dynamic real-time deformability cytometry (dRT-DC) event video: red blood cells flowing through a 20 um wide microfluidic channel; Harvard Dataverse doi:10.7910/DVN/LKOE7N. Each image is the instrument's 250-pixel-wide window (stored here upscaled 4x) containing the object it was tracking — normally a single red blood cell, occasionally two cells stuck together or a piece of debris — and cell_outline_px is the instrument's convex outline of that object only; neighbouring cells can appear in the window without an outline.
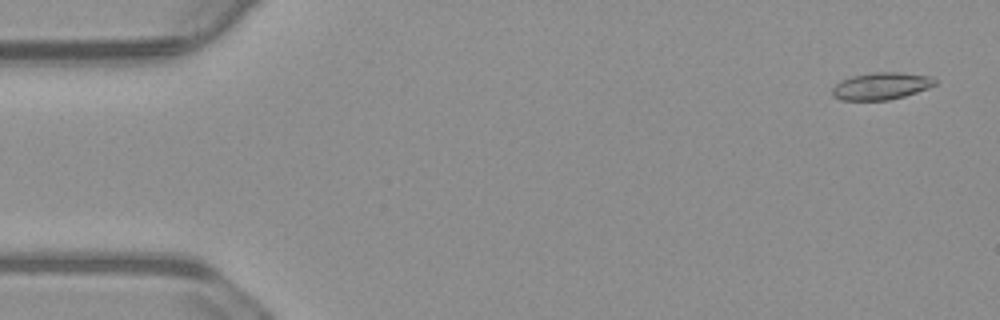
{"species": "common noctule bat (a hibernating species)", "species_latin": "Nyctalus noctula", "temperature_condition": "warm", "stored_images_in_passage": 56, "camera_frame_rate_fps": 3000, "um_per_image_px": 0.085, "animal": {"sex": "male", "body_mass_g": 23.1, "forearm_length_mm": 52.7}, "frame": {"image": 1, "passage_image": 3, "time_ms": 0.667, "image_size_px": [1000, 320], "cell_outline_px": [[936, 84], [928, 88], [904, 96], [888, 100], [840, 100], [832, 96], [832, 88], [840, 80], [852, 76], [872, 72], [900, 72], [932, 76], [936, 80]], "centroid_in_image_um": [74.89, 7.3], "position_along_channel_um": 10.1, "area_um2": 16.36}}
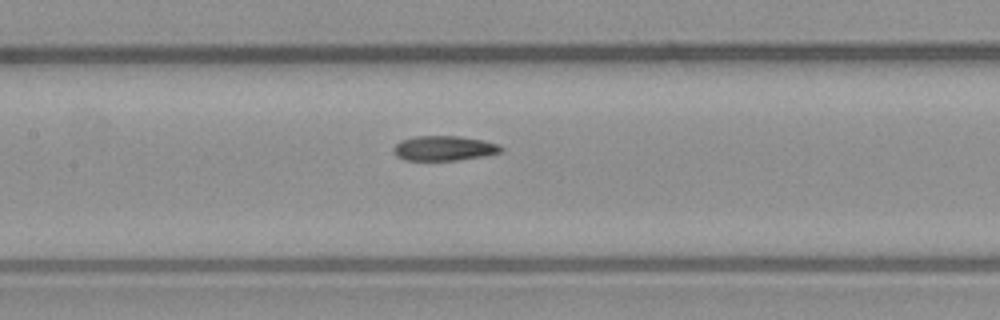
{"frame": {"image": 2, "passage_image": 26, "time_ms": 8.333, "image_size_px": [1000, 320], "cell_outline_px": [[504, 148], [500, 152], [484, 156], [456, 160], [404, 160], [396, 156], [392, 152], [392, 148], [400, 140], [416, 136], [460, 136], [484, 140], [496, 144]], "centroid_in_image_um": [37.7, 12.6], "position_along_channel_um": 169.7, "area_um2": 15.61}}
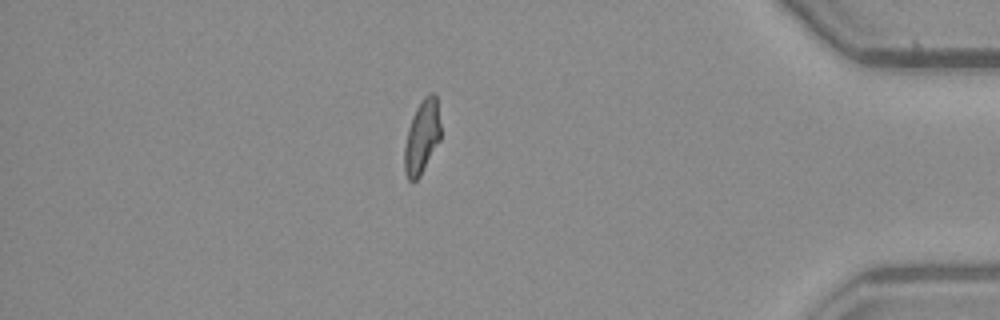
{"frame": {"image": 3, "passage_image": 48, "time_ms": 15.667, "image_size_px": [1000, 320], "cell_outline_px": [[440, 140], [420, 176], [416, 180], [408, 180], [404, 172], [404, 148], [408, 128], [412, 116], [416, 108], [424, 96], [428, 92], [436, 92], [440, 124]], "centroid_in_image_um": [35.86, 11.6], "position_along_channel_um": 399.3, "area_um2": 15.66}, "authors_computed_cell_mechanics": {"area_um2": 16.2418, "velocity_mm_per_s": 3.7244, "shape_relaxation_time_tau1_ms": null, "shape_relaxation_time_tau2_ms": 2.977, "deformation_change_tau1": null, "deformation_change_tau2": 0.0869}}